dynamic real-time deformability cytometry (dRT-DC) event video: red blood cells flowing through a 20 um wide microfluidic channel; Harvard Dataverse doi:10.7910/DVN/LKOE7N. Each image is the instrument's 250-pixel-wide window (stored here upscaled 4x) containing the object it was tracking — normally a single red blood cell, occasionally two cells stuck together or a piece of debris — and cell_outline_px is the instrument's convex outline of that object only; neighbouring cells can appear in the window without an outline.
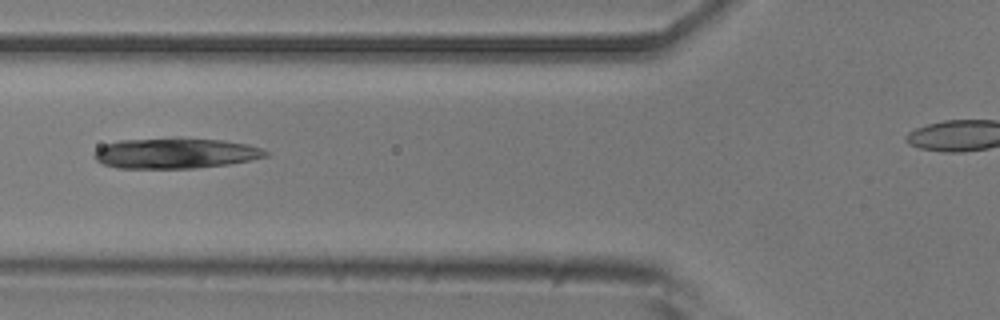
{"species": "common noctule bat (a hibernating species)", "species_latin": "Nyctalus noctula", "temperature_condition": "room temperature", "stored_images_in_passage": 6, "camera_frame_rate_fps": 3000, "um_per_image_px": 0.085, "animal": {"sex": "male", "body_mass_g": 20.5, "forearm_length_mm": 52.5}, "frame": {"image": 1, "passage_image": 6, "time_ms": 5.667, "image_size_px": [1000, 320], "cell_outline_px": [[268, 156], [228, 164], [196, 168], [116, 168], [104, 164], [96, 160], [92, 156], [92, 152], [96, 148], [104, 144], [120, 140], [176, 136], [224, 140], [248, 144], [264, 148], [268, 152]], "centroid_in_image_um": [14.87, 12.99], "position_along_channel_um": 110.9, "area_um2": 31.33}}